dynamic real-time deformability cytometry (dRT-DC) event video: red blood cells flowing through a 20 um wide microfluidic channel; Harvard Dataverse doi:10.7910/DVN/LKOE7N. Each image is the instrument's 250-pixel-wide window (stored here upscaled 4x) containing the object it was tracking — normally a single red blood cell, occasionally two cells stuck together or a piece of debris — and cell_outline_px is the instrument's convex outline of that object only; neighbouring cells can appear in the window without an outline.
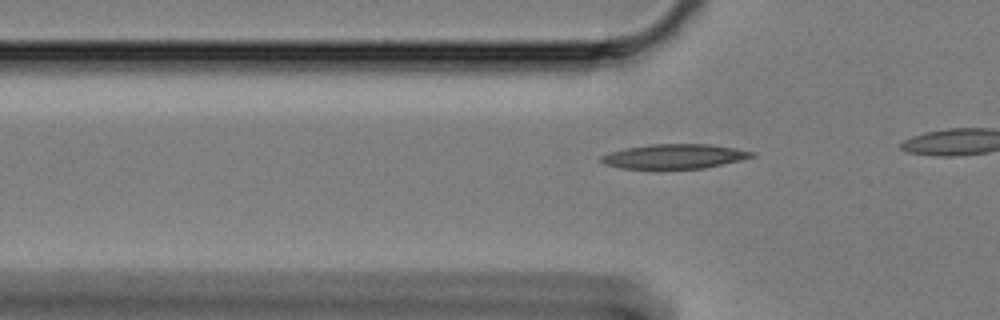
{"species": "Egyptian fruit bat (a non-hibernating species)", "species_latin": "Rousettus aegyptiacus", "temperature_condition": "cold", "stored_images_in_passage": 21, "camera_frame_rate_fps": 3000, "um_per_image_px": 0.085, "animal": {"sex": "female"}, "frame": {"image": 1, "passage_image": 15, "time_ms": 4.667, "image_size_px": [1000, 320], "cell_outline_px": [[756, 156], [740, 160], [704, 168], [620, 168], [604, 164], [600, 160], [600, 156], [612, 152], [628, 148], [652, 144], [708, 144], [736, 148], [756, 152]], "centroid_in_image_um": [57.37, 13.28], "position_along_channel_um": 68.4, "area_um2": 21.27}}